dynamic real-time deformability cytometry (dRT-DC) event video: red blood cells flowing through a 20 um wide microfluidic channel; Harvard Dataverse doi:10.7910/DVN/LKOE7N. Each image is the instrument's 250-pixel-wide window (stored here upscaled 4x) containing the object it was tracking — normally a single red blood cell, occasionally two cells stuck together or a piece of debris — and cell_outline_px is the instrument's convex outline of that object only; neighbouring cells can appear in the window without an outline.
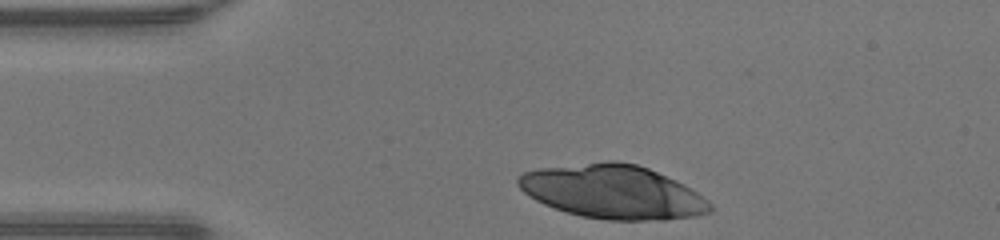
{"species": "human", "species_latin": "Homo sapiens", "temperature_condition": "warm", "stored_images_in_passage": 30, "camera_frame_rate_fps": 3000, "um_per_image_px": 0.085, "donor": {"sex": "male"}, "frame": {"image": 1, "passage_image": 1, "time_ms": 0.0, "image_size_px": [1000, 240], "cell_outline_px": [[712, 212], [696, 216], [664, 220], [608, 220], [580, 216], [544, 204], [536, 200], [524, 192], [516, 184], [516, 180], [524, 172], [540, 168], [604, 160], [616, 160], [636, 164], [648, 168], [676, 180], [692, 188], [708, 200], [712, 204]], "centroid_in_image_um": [52.12, 16.3], "position_along_channel_um": 32.9, "area_um2": 60.34}}